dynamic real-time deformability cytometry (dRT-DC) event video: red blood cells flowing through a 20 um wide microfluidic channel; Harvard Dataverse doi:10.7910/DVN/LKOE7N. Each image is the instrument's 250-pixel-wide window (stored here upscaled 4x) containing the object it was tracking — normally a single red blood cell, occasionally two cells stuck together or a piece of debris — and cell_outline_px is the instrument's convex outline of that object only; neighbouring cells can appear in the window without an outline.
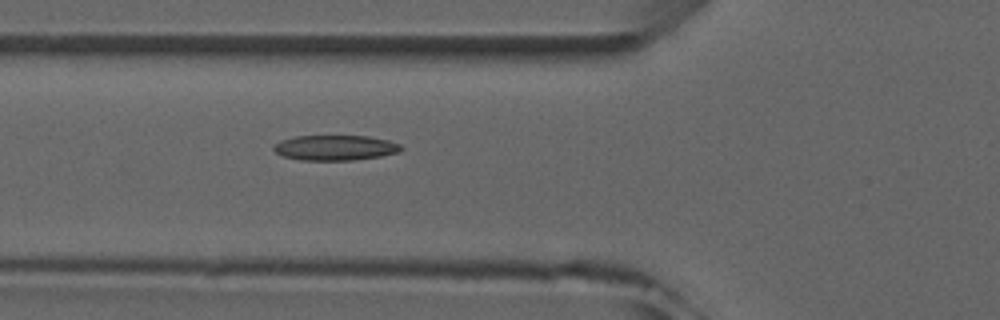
{"species": "common noctule bat (a hibernating species)", "species_latin": "Nyctalus noctula", "temperature_condition": "room temperature", "stored_images_in_passage": 6, "camera_frame_rate_fps": 3000, "um_per_image_px": 0.085, "animal": {"sex": "male", "forearm_length_mm": 52.5}, "frame": {"image": 1, "passage_image": 6, "time_ms": 6.667, "image_size_px": [1000, 320], "cell_outline_px": [[404, 148], [400, 152], [380, 156], [352, 160], [300, 160], [284, 156], [276, 152], [272, 148], [280, 140], [296, 136], [368, 136], [388, 140], [400, 144]], "centroid_in_image_um": [28.52, 12.55], "position_along_channel_um": 97.3, "area_um2": 18.67}}